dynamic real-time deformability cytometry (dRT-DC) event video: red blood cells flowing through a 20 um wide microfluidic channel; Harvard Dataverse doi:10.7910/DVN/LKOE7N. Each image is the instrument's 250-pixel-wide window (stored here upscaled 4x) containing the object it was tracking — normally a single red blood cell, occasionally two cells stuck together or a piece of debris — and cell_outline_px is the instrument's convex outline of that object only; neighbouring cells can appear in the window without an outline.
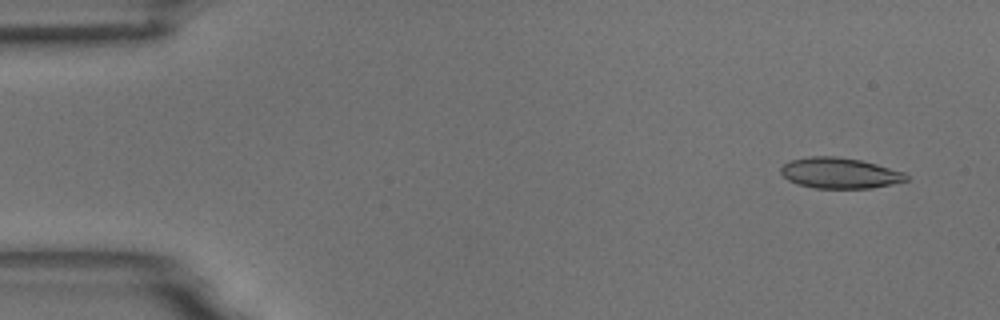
{"species": "common noctule bat (a hibernating species)", "species_latin": "Nyctalus noctula", "temperature_condition": "room temperature", "stored_images_in_passage": 5, "camera_frame_rate_fps": 3000, "um_per_image_px": 0.085, "animal": {"sex": "male", "body_mass_g": 18.8}, "frame": {"image": 1, "passage_image": 1, "time_ms": 0.0, "image_size_px": [1000, 320], "cell_outline_px": [[908, 180], [892, 184], [872, 188], [816, 188], [800, 184], [788, 180], [780, 172], [780, 168], [784, 164], [792, 160], [812, 156], [836, 156], [860, 160], [876, 164], [904, 172], [908, 176]], "centroid_in_image_um": [71.39, 14.71], "position_along_channel_um": 13.6, "area_um2": 22.25}}